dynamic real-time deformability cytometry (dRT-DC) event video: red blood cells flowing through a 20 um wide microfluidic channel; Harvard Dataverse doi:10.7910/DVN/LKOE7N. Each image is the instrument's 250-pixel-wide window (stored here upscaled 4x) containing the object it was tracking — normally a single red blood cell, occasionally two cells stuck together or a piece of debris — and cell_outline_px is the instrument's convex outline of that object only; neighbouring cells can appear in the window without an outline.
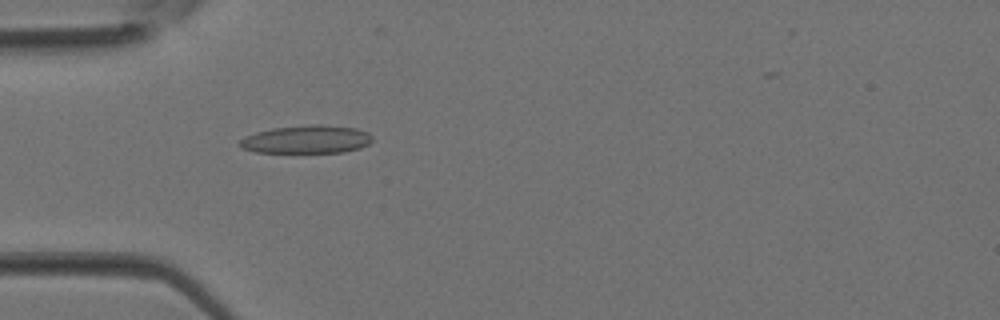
{"species": "Egyptian fruit bat (a non-hibernating species)", "species_latin": "Rousettus aegyptiacus", "temperature_condition": "room temperature", "stored_images_in_passage": 3, "camera_frame_rate_fps": 3000, "um_per_image_px": 0.085, "animal": {"sex": "female"}, "frame": {"image": 1, "passage_image": 3, "time_ms": 0.667, "image_size_px": [1000, 320], "cell_outline_px": [[372, 140], [368, 144], [360, 148], [344, 152], [256, 152], [240, 148], [236, 144], [240, 140], [256, 132], [272, 128], [312, 124], [320, 124], [356, 128], [368, 132], [372, 136]], "centroid_in_image_um": [26.06, 11.84], "position_along_channel_um": 58.9, "area_um2": 21.73}}